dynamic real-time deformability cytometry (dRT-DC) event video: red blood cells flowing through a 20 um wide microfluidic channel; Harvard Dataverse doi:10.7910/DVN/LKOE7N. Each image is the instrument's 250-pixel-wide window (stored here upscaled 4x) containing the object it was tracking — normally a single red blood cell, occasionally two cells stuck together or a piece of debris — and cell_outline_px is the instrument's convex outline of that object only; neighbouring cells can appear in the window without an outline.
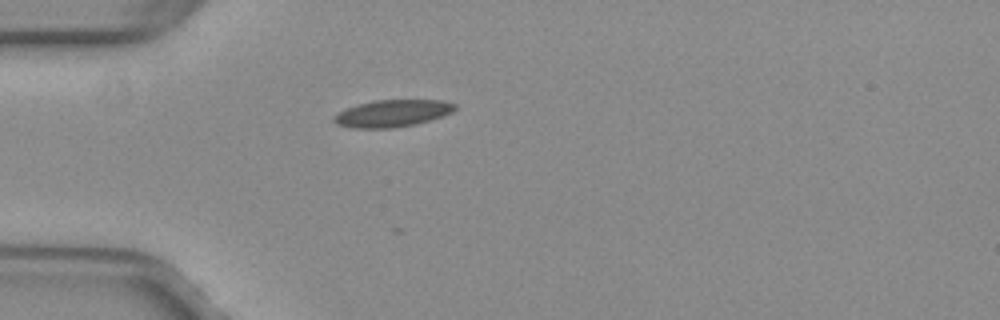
{"species": "common noctule bat (a hibernating species)", "species_latin": "Nyctalus noctula", "temperature_condition": "warm", "stored_images_in_passage": 23, "camera_frame_rate_fps": 3000, "um_per_image_px": 0.085, "animal": {"sex": "female", "body_mass_g": 29.2, "forearm_length_mm": 56.3}, "frame": {"image": 1, "passage_image": 1, "time_ms": 0.0, "image_size_px": [1000, 320], "cell_outline_px": [[456, 108], [452, 112], [444, 116], [432, 120], [416, 124], [392, 128], [352, 128], [336, 124], [332, 120], [332, 116], [348, 108], [360, 104], [376, 100], [444, 100], [456, 104]], "centroid_in_image_um": [33.39, 9.64], "position_along_channel_um": 51.6, "area_um2": 19.13}}
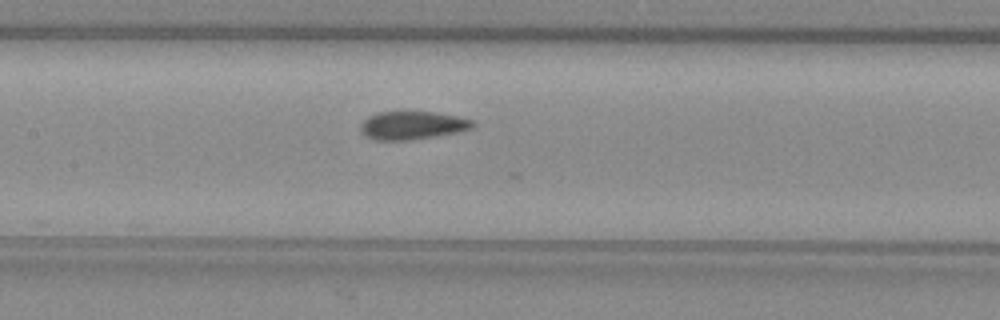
{"frame": {"image": 2, "passage_image": 11, "time_ms": 3.333, "image_size_px": [1000, 320], "cell_outline_px": [[476, 124], [472, 128], [456, 132], [404, 140], [376, 140], [368, 136], [360, 128], [360, 124], [368, 116], [380, 112], [436, 112], [456, 116], [472, 120]], "centroid_in_image_um": [35.05, 10.64], "position_along_channel_um": 172.4, "area_um2": 17.92}}
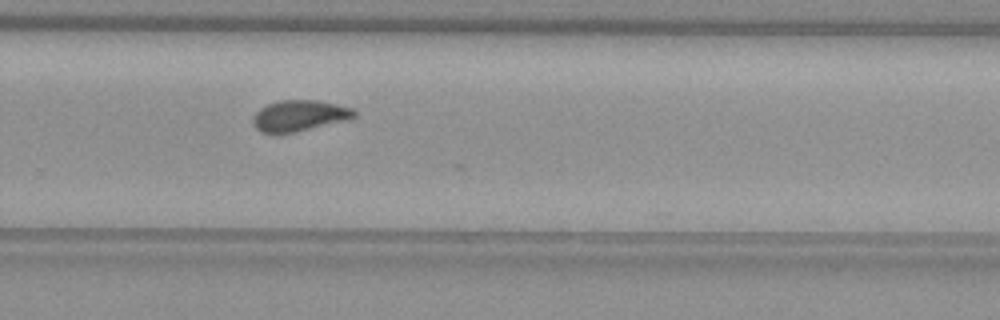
{"frame": {"image": 3, "passage_image": 21, "time_ms": 6.667, "image_size_px": [1000, 320], "cell_outline_px": [[356, 116], [292, 132], [260, 132], [256, 128], [252, 120], [256, 112], [260, 108], [268, 104], [280, 100], [320, 100], [356, 108]], "centroid_in_image_um": [25.43, 9.79], "position_along_channel_um": 304.4, "area_um2": 17.74}}